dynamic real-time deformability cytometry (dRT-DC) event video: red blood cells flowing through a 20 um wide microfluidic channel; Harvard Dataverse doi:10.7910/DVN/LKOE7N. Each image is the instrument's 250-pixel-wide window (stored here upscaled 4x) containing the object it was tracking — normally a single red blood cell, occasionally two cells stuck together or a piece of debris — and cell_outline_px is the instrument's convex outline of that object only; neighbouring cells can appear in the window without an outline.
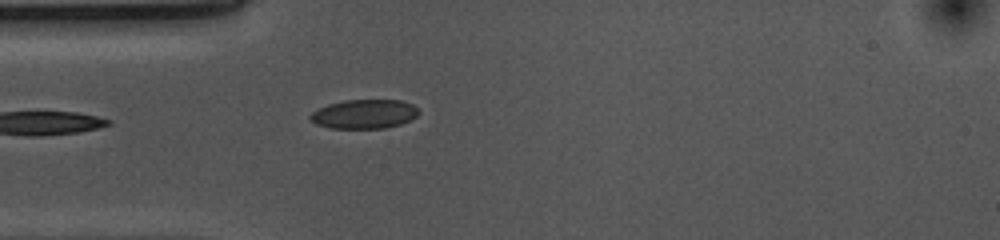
{"species": "common noctule bat (a hibernating species)", "species_latin": "Nyctalus noctula", "temperature_condition": "cold", "stored_images_in_passage": 9, "camera_frame_rate_fps": 3000, "um_per_image_px": 0.085, "animal": {"sex": "female", "body_mass_g": 10.0, "forearm_length_mm": 53.1}, "frame": {"image": 1, "passage_image": 1, "time_ms": 0.0, "image_size_px": [1000, 240], "cell_outline_px": [[420, 112], [416, 116], [400, 124], [384, 128], [332, 128], [316, 124], [308, 116], [312, 112], [328, 104], [344, 100], [400, 100], [412, 104]], "centroid_in_image_um": [30.95, 9.69], "position_along_channel_um": 54.0, "area_um2": 18.21}}